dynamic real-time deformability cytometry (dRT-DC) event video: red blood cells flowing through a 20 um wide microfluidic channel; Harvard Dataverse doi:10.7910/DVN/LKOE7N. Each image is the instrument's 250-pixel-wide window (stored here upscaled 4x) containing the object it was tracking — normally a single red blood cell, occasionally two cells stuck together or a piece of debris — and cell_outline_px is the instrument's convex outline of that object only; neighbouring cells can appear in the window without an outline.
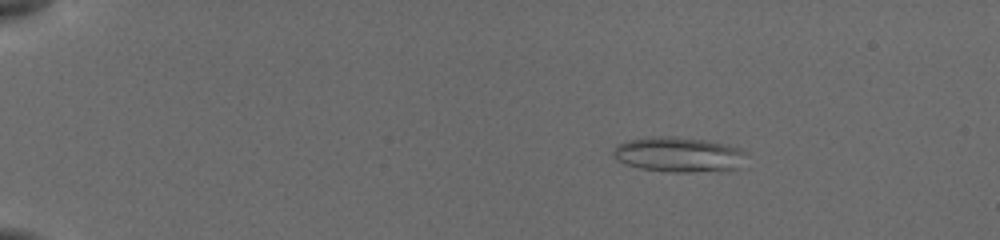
{"species": "common noctule bat (a hibernating species)", "species_latin": "Nyctalus noctula", "temperature_condition": "cold", "stored_images_in_passage": 20, "camera_frame_rate_fps": 3000, "um_per_image_px": 0.085, "animal": {"sex": "female", "body_mass_g": 19.5, "forearm_length_mm": 54.1}, "frame": {"image": 1, "passage_image": 5, "time_ms": 2.667, "image_size_px": [1000, 240], "cell_outline_px": [[748, 152], [736, 168], [692, 172], [672, 172], [640, 168], [624, 164], [616, 160], [612, 152], [616, 144], [628, 140], [660, 136], [676, 136], [704, 140], [728, 144], [740, 148]], "centroid_in_image_um": [57.64, 13.12], "position_along_channel_um": 27.4, "area_um2": 27.05}}
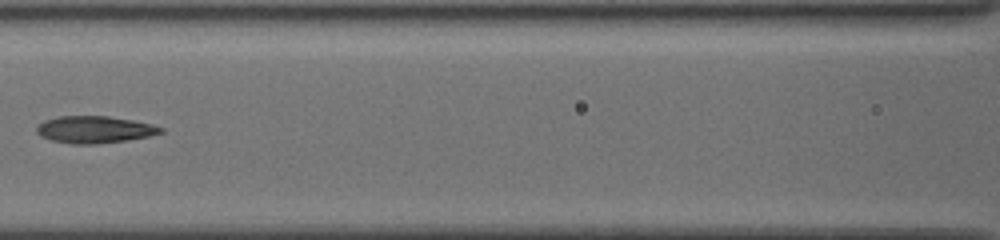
{"frame": {"image": 2, "passage_image": 16, "time_ms": 8.667, "image_size_px": [1000, 240], "cell_outline_px": [[164, 132], [148, 136], [128, 140], [96, 144], [72, 144], [52, 140], [40, 136], [36, 132], [36, 128], [44, 120], [60, 116], [108, 116], [132, 120], [152, 124], [164, 128]], "centroid_in_image_um": [8.04, 11.01], "position_along_channel_um": 158.6, "area_um2": 19.54}}
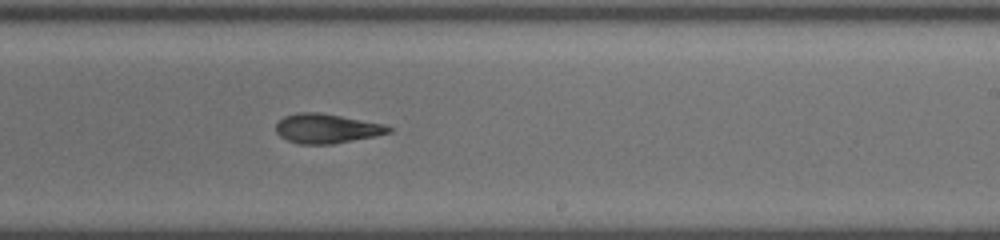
{"frame": {"image": 3, "passage_image": 20, "time_ms": 11.333, "image_size_px": [1000, 240], "cell_outline_px": [[392, 132], [376, 136], [332, 144], [296, 144], [280, 136], [276, 132], [276, 124], [284, 116], [296, 112], [316, 112], [340, 116], [384, 124], [392, 128]], "centroid_in_image_um": [27.75, 10.93], "position_along_channel_um": 261.2, "area_um2": 19.31}}